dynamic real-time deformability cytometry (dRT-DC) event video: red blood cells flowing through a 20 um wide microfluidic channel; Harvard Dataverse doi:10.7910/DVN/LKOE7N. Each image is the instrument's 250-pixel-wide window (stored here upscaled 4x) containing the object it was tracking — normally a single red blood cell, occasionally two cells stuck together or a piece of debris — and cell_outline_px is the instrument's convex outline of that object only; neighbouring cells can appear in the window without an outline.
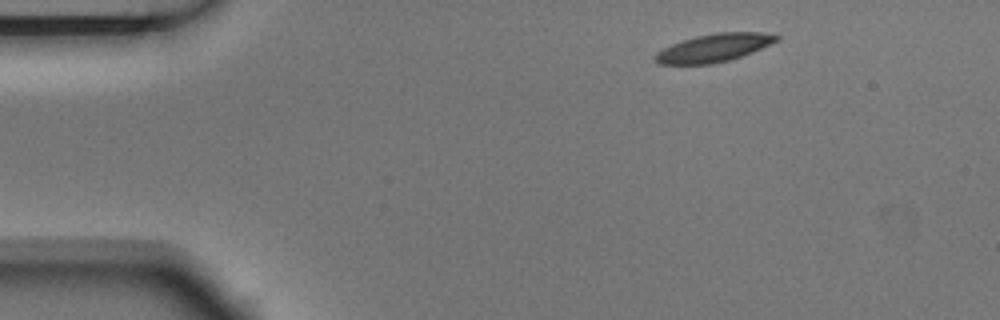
{"species": "Egyptian fruit bat (a non-hibernating species)", "species_latin": "Rousettus aegyptiacus", "temperature_condition": "room temperature", "stored_images_in_passage": 4, "camera_frame_rate_fps": 3000, "um_per_image_px": 0.085, "animal": {"sex": "male"}, "frame": {"image": 1, "passage_image": 1, "time_ms": 0.0, "image_size_px": [1000, 320], "cell_outline_px": [[780, 36], [776, 40], [752, 52], [728, 60], [712, 64], [660, 64], [656, 60], [656, 52], [672, 44], [696, 36], [716, 32], [760, 32]], "centroid_in_image_um": [60.66, 4.06], "position_along_channel_um": 24.3, "area_um2": 19.31}}
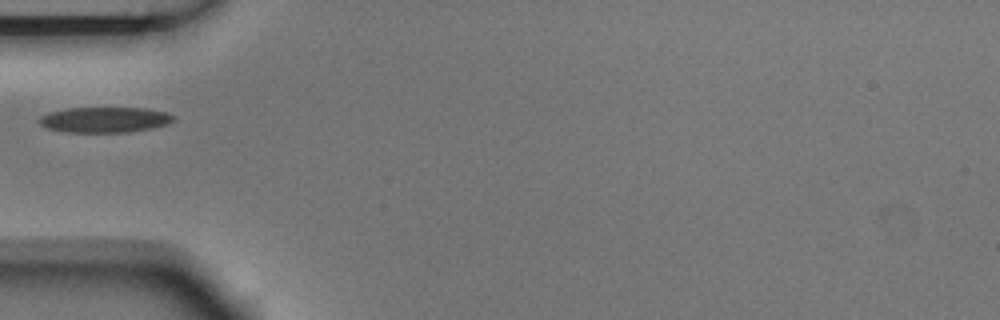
{"frame": {"image": 2, "passage_image": 4, "time_ms": 1.0, "image_size_px": [1000, 320], "cell_outline_px": [[176, 120], [168, 124], [152, 128], [128, 132], [64, 132], [44, 128], [36, 120], [40, 116], [48, 112], [64, 108], [148, 108], [168, 112], [176, 116]], "centroid_in_image_um": [8.89, 10.17], "position_along_channel_um": 76.1, "area_um2": 20.4}}